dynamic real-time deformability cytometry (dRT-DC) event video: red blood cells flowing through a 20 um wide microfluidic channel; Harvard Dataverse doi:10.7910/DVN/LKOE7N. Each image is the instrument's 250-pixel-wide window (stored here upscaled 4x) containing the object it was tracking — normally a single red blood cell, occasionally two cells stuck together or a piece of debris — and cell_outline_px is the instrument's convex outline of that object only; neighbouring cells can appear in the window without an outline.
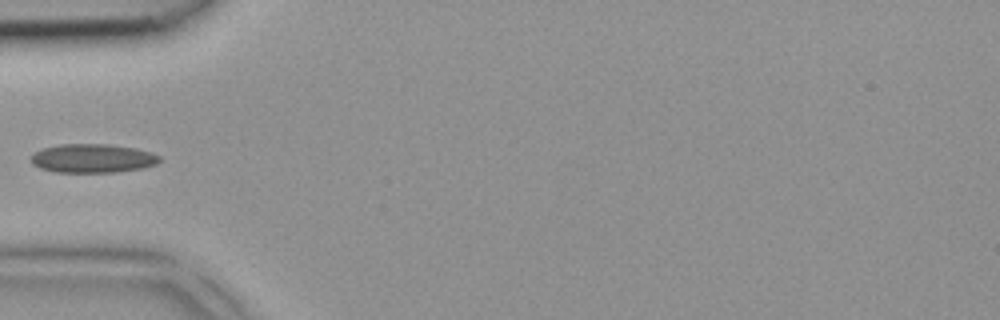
{"species": "common noctule bat (a hibernating species)", "species_latin": "Nyctalus noctula", "temperature_condition": "room temperature", "stored_images_in_passage": 4, "camera_frame_rate_fps": 3000, "um_per_image_px": 0.085, "animal": {"sex": "female", "body_mass_g": 18.4}, "frame": {"image": 1, "passage_image": 4, "time_ms": 1.0, "image_size_px": [1000, 320], "cell_outline_px": [[160, 160], [156, 164], [144, 168], [116, 172], [56, 172], [40, 168], [32, 164], [32, 156], [40, 148], [60, 144], [108, 144], [136, 148], [152, 152], [160, 156]], "centroid_in_image_um": [7.89, 13.45], "position_along_channel_um": 77.1, "area_um2": 21.68}}